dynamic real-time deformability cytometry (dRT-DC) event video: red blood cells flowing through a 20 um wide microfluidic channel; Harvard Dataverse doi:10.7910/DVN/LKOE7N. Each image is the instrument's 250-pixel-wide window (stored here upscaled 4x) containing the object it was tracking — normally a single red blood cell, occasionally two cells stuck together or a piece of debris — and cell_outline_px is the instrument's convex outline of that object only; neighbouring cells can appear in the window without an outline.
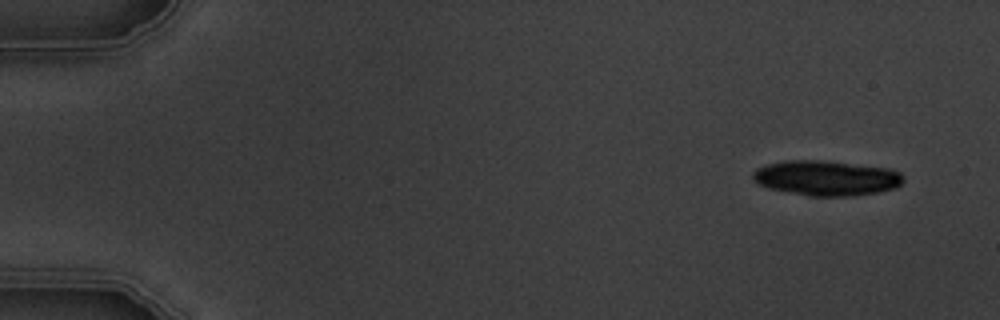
{"species": "common noctule bat (a hibernating species)", "species_latin": "Nyctalus noctula", "temperature_condition": "warm", "stored_images_in_passage": 2, "camera_frame_rate_fps": 3000, "um_per_image_px": 0.085, "animal": {"sex": "male", "body_mass_g": 19.5, "forearm_length_mm": 54.6}, "frame": {"image": 1, "passage_image": 1, "time_ms": 0.0, "image_size_px": [1000, 320], "cell_outline_px": [[904, 180], [896, 188], [876, 192], [852, 196], [812, 196], [768, 188], [752, 180], [752, 172], [756, 168], [764, 164], [784, 160], [820, 160], [892, 168], [900, 172]], "centroid_in_image_um": [70.22, 15.12], "position_along_channel_um": 14.8, "area_um2": 30.92}}